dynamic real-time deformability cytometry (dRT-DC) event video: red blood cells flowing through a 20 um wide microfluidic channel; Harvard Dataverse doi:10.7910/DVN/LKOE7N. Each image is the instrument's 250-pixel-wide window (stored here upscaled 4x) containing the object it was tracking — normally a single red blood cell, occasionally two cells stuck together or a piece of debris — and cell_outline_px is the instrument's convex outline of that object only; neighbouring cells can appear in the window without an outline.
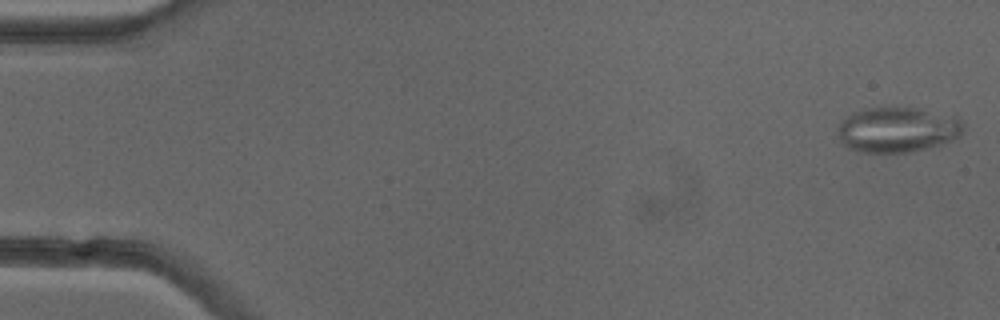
{"species": "common noctule bat (a hibernating species)", "species_latin": "Nyctalus noctula", "temperature_condition": "cold", "stored_images_in_passage": 51, "segment_of_instrument_passage": [1, 2], "camera_frame_rate_fps": 3000, "um_per_image_px": 0.085, "animal": {"sex": "female"}, "frame": {"image": 1, "passage_image": 1, "time_ms": 0.0, "image_size_px": [1000, 320], "cell_outline_px": [[964, 128], [960, 136], [940, 144], [912, 152], [860, 152], [848, 148], [840, 144], [836, 132], [836, 128], [848, 116], [864, 108], [920, 108], [956, 116], [960, 120]], "centroid_in_image_um": [76.26, 11.03], "position_along_channel_um": 8.7, "area_um2": 33.18}}